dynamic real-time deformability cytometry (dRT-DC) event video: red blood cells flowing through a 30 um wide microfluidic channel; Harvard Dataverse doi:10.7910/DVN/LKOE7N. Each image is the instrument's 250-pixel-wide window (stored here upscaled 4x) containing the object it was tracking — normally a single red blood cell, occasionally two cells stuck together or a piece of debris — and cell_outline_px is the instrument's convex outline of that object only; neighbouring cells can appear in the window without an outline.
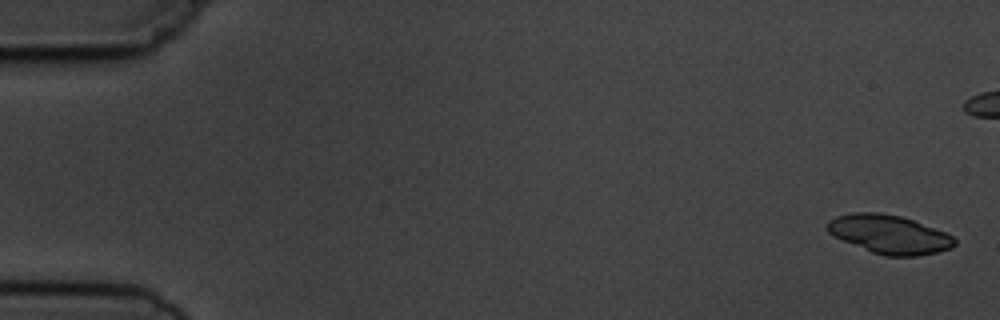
{"species": "common noctule bat (a hibernating species)", "species_latin": "Nyctalus noctula", "temperature_condition": "cold", "stored_images_in_passage": 15, "camera_frame_rate_fps": 3000, "um_per_image_px": 0.085, "animal": {"sex": "male", "body_mass_g": 19.5, "forearm_length_mm": 54.6}, "frame": {"image": 1, "passage_image": 1, "time_ms": 0.0, "image_size_px": [1000, 320], "cell_outline_px": [[956, 244], [952, 248], [936, 252], [916, 256], [884, 256], [872, 252], [844, 240], [828, 232], [828, 220], [836, 216], [852, 212], [880, 212], [900, 216], [912, 220], [944, 232], [952, 236], [956, 240]], "centroid_in_image_um": [75.6, 19.91], "position_along_channel_um": 9.4, "area_um2": 28.26}, "authors_computed_cell_mechanics": {"area_um2": 16.3574, "velocity_mm_per_s": 3.7257, "shape_relaxation_time_tau1_ms": 1.9964, "shape_relaxation_time_tau2_ms": 1.3332, "deformation_change_tau1": 0.082, "deformation_change_tau2": 0.0306}}